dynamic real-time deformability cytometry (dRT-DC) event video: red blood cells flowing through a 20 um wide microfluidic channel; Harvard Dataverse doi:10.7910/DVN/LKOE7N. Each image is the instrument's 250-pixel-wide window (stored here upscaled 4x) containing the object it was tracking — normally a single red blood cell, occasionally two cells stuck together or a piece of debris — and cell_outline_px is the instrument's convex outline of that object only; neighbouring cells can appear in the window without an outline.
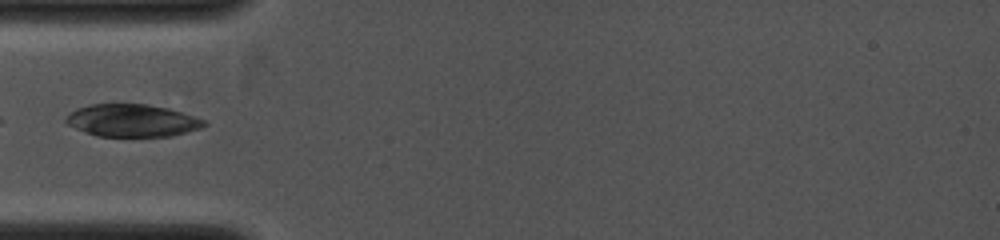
{"species": "common noctule bat (a hibernating species)", "species_latin": "Nyctalus noctula", "temperature_condition": "cold", "stored_images_in_passage": 1, "camera_frame_rate_fps": 4000, "um_per_image_px": 0.085, "animal": {"sex": "female", "body_mass_g": 19.0, "forearm_length_mm": 53.3}, "frame": {"image": 1, "passage_image": 1, "time_ms": 0.0, "image_size_px": [1000, 240], "cell_outline_px": [[208, 124], [200, 128], [172, 136], [96, 136], [76, 128], [68, 124], [64, 120], [68, 112], [76, 108], [92, 104], [148, 104], [168, 108], [204, 120]], "centroid_in_image_um": [11.2, 10.24], "position_along_channel_um": 73.8, "area_um2": 26.01}}